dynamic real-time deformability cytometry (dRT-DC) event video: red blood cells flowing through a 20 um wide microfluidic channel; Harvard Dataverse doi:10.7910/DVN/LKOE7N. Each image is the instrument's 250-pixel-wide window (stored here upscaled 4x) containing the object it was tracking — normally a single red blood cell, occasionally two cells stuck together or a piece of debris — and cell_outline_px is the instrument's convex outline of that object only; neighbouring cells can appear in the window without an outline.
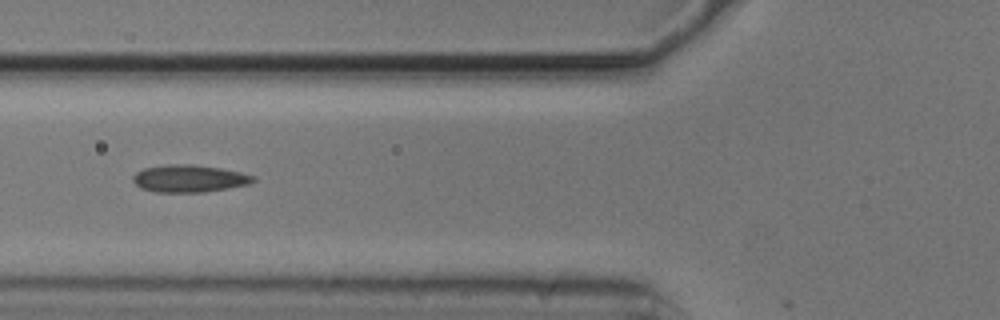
{"species": "common noctule bat (a hibernating species)", "species_latin": "Nyctalus noctula", "temperature_condition": "cold", "stored_images_in_passage": 37, "camera_frame_rate_fps": 3000, "um_per_image_px": 0.085, "animal": {"sex": "male", "body_mass_g": 20.5, "forearm_length_mm": 52.5}, "frame": {"image": 1, "passage_image": 6, "time_ms": 1.667, "image_size_px": [1000, 320], "cell_outline_px": [[256, 180], [248, 184], [204, 192], [156, 192], [140, 188], [132, 180], [132, 176], [136, 172], [144, 168], [168, 164], [192, 164], [220, 168], [240, 172], [256, 176]], "centroid_in_image_um": [16.06, 15.17], "position_along_channel_um": 109.7, "area_um2": 19.13}}